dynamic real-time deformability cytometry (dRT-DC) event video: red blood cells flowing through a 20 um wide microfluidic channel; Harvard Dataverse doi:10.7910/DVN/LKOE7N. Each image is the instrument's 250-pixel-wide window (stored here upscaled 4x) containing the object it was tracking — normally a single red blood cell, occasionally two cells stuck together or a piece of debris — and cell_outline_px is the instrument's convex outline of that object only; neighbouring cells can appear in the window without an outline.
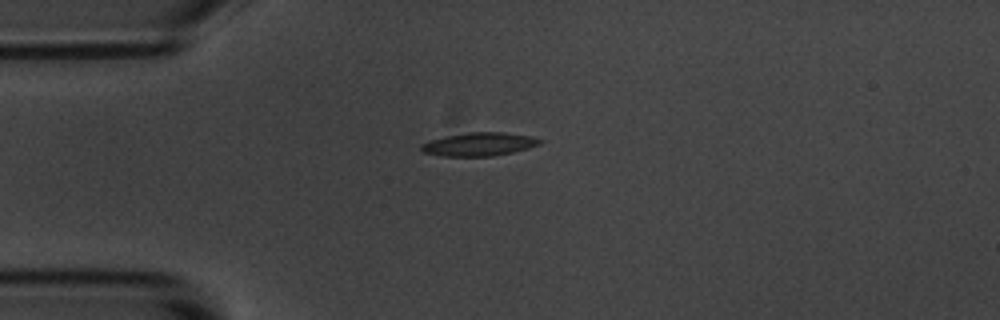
{"species": "common noctule bat (a hibernating species)", "species_latin": "Nyctalus noctula", "temperature_condition": "room temperature", "stored_images_in_passage": 3, "camera_frame_rate_fps": 3000, "um_per_image_px": 0.085, "animal": {"sex": "male", "body_mass_g": 20.1, "forearm_length_mm": 53.5}, "frame": {"image": 1, "passage_image": 1, "time_ms": 0.0, "image_size_px": [1000, 320], "cell_outline_px": [[544, 140], [540, 144], [528, 148], [512, 152], [492, 156], [444, 156], [424, 152], [420, 148], [420, 144], [428, 140], [468, 132], [504, 132], [532, 136]], "centroid_in_image_um": [40.74, 12.25], "position_along_channel_um": 44.3, "area_um2": 16.13}}